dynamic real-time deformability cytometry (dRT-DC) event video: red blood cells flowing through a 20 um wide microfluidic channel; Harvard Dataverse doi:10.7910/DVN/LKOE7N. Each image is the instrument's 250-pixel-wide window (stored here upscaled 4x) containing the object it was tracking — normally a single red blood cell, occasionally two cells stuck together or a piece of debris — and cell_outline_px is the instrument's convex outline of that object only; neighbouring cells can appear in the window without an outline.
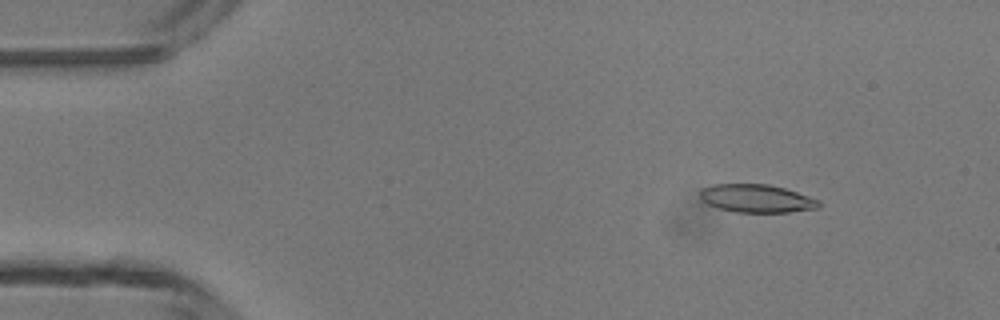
{"species": "common noctule bat (a hibernating species)", "species_latin": "Nyctalus noctula", "temperature_condition": "room temperature", "stored_images_in_passage": 3, "camera_frame_rate_fps": 3000, "um_per_image_px": 0.085, "animal": {"sex": "male", "body_mass_g": 13.3}, "frame": {"image": 1, "passage_image": 1, "time_ms": 0.0, "image_size_px": [1000, 320], "cell_outline_px": [[820, 208], [788, 212], [736, 212], [716, 208], [708, 204], [700, 196], [700, 188], [712, 184], [768, 184], [784, 188], [820, 200]], "centroid_in_image_um": [64.3, 16.87], "position_along_channel_um": 20.7, "area_um2": 19.48}}